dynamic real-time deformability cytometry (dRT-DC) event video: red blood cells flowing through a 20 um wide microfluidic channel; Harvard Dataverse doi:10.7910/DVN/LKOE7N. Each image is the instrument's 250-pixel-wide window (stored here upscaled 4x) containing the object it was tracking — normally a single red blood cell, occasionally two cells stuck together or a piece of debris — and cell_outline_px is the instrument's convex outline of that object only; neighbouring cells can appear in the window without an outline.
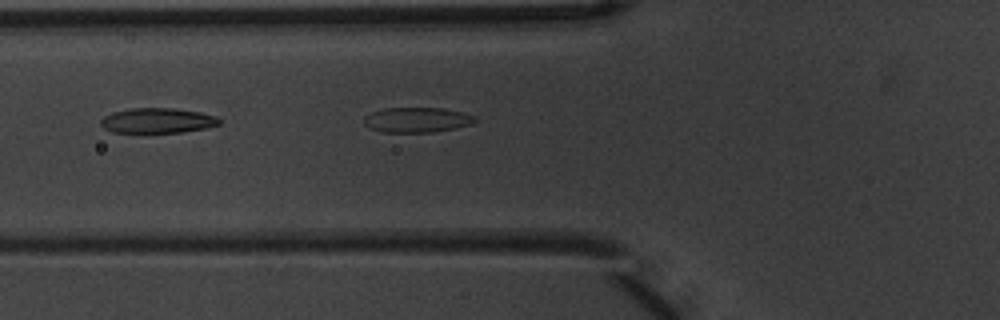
{"species": "common noctule bat (a hibernating species)", "species_latin": "Nyctalus noctula", "temperature_condition": "warm", "stored_images_in_passage": 6, "camera_frame_rate_fps": 3000, "um_per_image_px": 0.085, "animal": {"sex": "male", "body_mass_g": 20.1, "forearm_length_mm": 53.5}, "frame": {"image": 1, "passage_image": 6, "time_ms": 1.667, "image_size_px": [1000, 320], "cell_outline_px": [[476, 120], [472, 124], [432, 132], [380, 132], [368, 128], [364, 124], [364, 116], [372, 112], [384, 108], [444, 108], [464, 112], [476, 116]], "centroid_in_image_um": [35.42, 10.18], "position_along_channel_um": 90.4, "area_um2": 16.3}}